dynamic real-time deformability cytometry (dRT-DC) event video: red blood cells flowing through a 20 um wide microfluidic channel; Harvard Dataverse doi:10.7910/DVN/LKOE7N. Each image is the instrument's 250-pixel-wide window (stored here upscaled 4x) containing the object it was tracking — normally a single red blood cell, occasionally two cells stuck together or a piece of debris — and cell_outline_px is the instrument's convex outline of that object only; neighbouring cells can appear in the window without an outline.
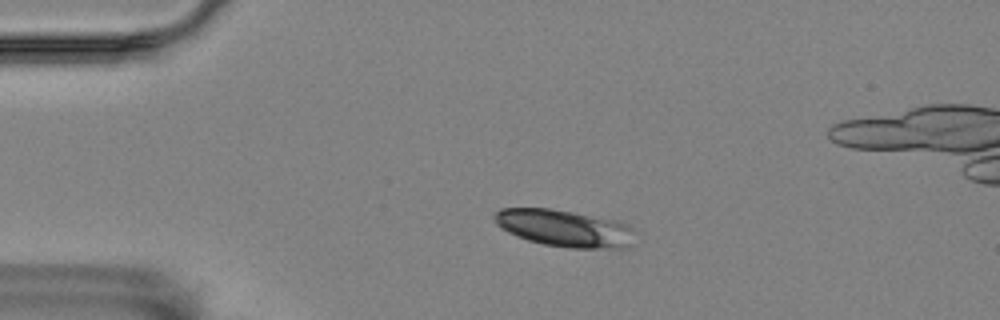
{"species": "Egyptian fruit bat (a non-hibernating species)", "species_latin": "Rousettus aegyptiacus", "temperature_condition": "room temperature", "stored_images_in_passage": 49, "camera_frame_rate_fps": 3000, "um_per_image_px": 0.085, "animal": {"sex": "female"}, "frame": {"image": 1, "passage_image": 3, "time_ms": 0.667, "image_size_px": [1000, 320], "cell_outline_px": [[632, 228], [628, 248], [568, 248], [544, 244], [528, 240], [516, 236], [500, 228], [496, 224], [492, 216], [492, 212], [500, 208], [548, 208], [572, 212], [612, 220], [628, 224]], "centroid_in_image_um": [47.87, 19.39], "position_along_channel_um": 37.1, "area_um2": 30.06}}
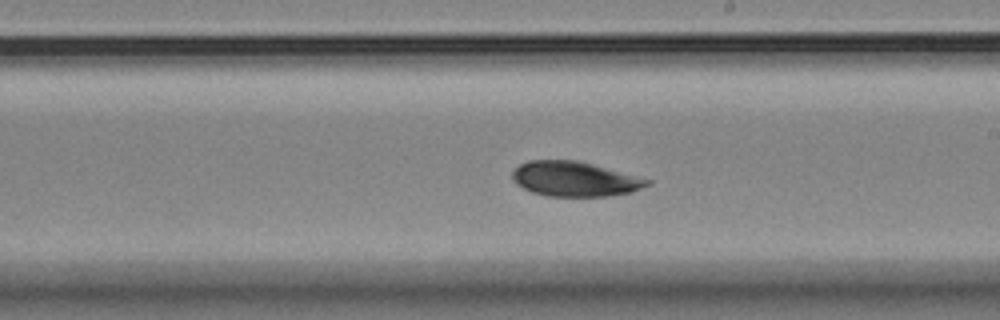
{"frame": {"image": 2, "passage_image": 24, "time_ms": 7.667, "image_size_px": [1000, 320], "cell_outline_px": [[652, 184], [632, 192], [608, 196], [548, 196], [532, 192], [516, 184], [512, 180], [512, 172], [520, 164], [528, 160], [576, 160], [592, 164], [652, 180]], "centroid_in_image_um": [48.85, 15.22], "position_along_channel_um": 240.1, "area_um2": 27.34}}
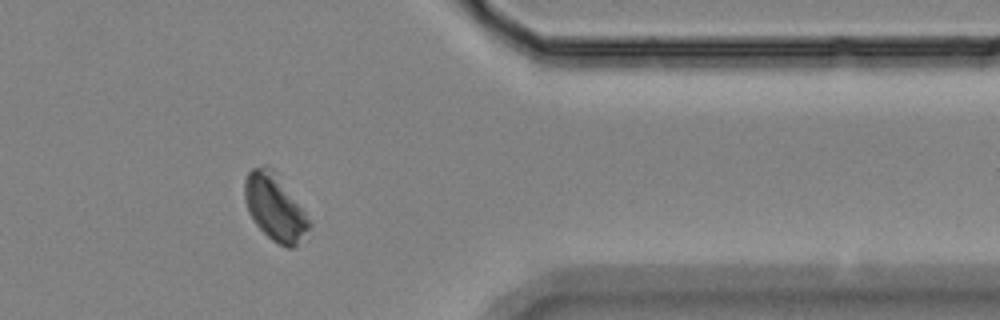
{"frame": {"image": 3, "passage_image": 38, "time_ms": 12.333, "image_size_px": [1000, 320], "cell_outline_px": [[312, 228], [308, 240], [292, 248], [288, 248], [272, 240], [252, 220], [248, 212], [244, 200], [244, 180], [248, 172], [252, 168], [264, 164], [272, 168], [276, 172], [312, 220]], "centroid_in_image_um": [23.43, 17.66], "position_along_channel_um": 388.0, "area_um2": 25.89}}